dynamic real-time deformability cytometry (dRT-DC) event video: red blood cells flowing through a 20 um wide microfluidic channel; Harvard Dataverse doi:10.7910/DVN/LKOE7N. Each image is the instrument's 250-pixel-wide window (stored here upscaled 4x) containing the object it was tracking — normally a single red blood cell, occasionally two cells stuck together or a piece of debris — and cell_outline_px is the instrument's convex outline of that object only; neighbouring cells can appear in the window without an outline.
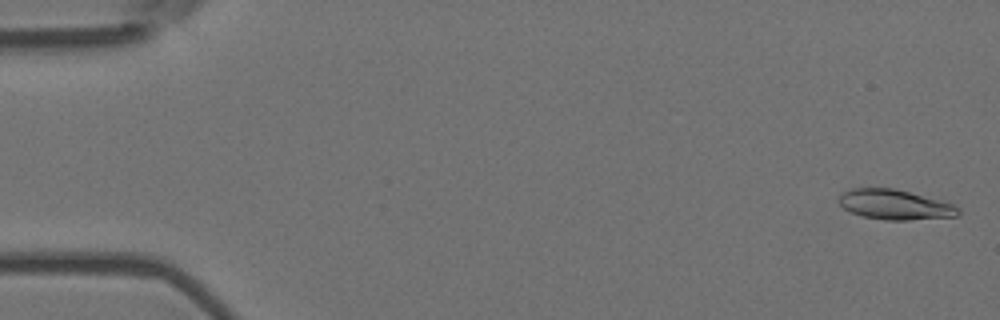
{"species": "Egyptian fruit bat (a non-hibernating species)", "species_latin": "Rousettus aegyptiacus", "temperature_condition": "room temperature", "stored_images_in_passage": 6, "camera_frame_rate_fps": 3000, "um_per_image_px": 0.085, "animal": {"sex": "female"}, "frame": {"image": 1, "passage_image": 1, "time_ms": 0.0, "image_size_px": [1000, 320], "cell_outline_px": [[960, 212], [956, 216], [908, 220], [884, 220], [864, 216], [852, 212], [844, 208], [836, 200], [840, 192], [848, 188], [892, 188], [940, 200], [952, 204], [960, 208]], "centroid_in_image_um": [76.0, 17.38], "position_along_channel_um": 9.0, "area_um2": 20.81}}
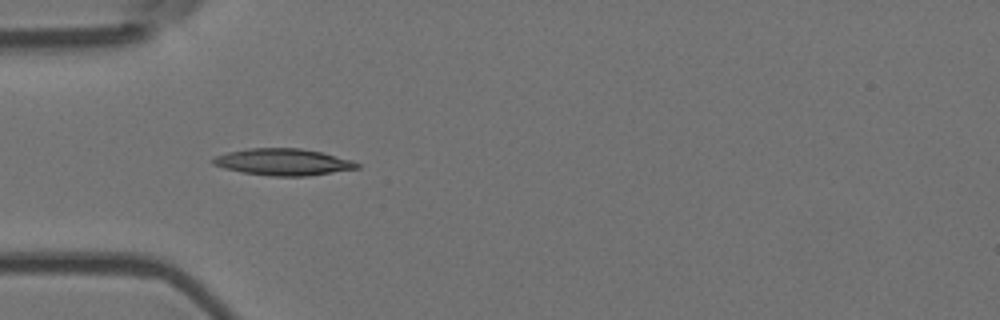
{"frame": {"image": 2, "passage_image": 5, "time_ms": 1.333, "image_size_px": [1000, 320], "cell_outline_px": [[360, 168], [308, 176], [272, 176], [244, 172], [224, 168], [212, 164], [212, 160], [216, 156], [228, 152], [248, 148], [300, 148], [320, 152], [352, 160], [360, 164]], "centroid_in_image_um": [24.08, 13.77], "position_along_channel_um": 60.9, "area_um2": 22.25}}
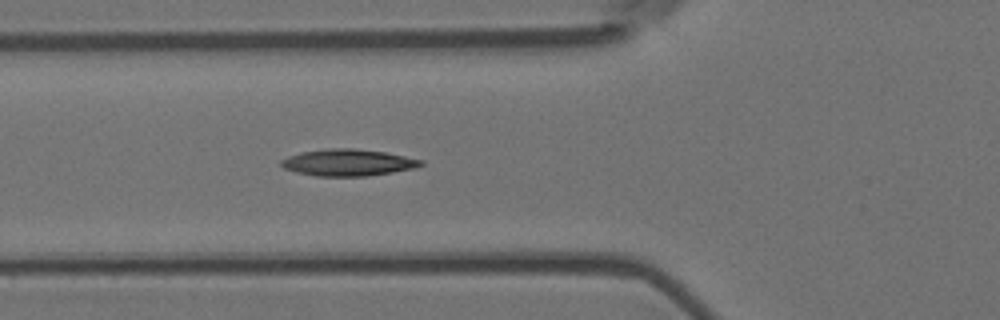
{"frame": {"image": 3, "passage_image": 6, "time_ms": 1.667, "image_size_px": [1000, 320], "cell_outline_px": [[424, 164], [416, 168], [392, 172], [364, 176], [316, 176], [296, 172], [284, 168], [280, 164], [280, 160], [288, 156], [300, 152], [328, 148], [352, 148], [384, 152], [424, 160]], "centroid_in_image_um": [29.56, 13.81], "position_along_channel_um": 96.2, "area_um2": 21.73}}